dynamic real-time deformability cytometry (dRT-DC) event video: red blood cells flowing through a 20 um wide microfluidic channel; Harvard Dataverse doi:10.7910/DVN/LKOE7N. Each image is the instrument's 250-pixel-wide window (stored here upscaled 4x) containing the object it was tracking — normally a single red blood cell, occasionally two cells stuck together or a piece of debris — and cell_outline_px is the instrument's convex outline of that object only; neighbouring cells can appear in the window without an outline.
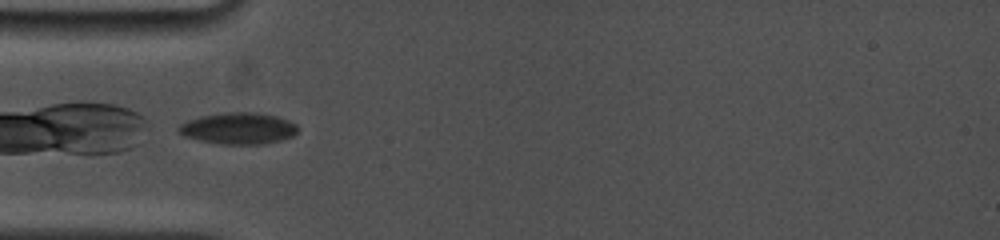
{"species": "common noctule bat (a hibernating species)", "species_latin": "Nyctalus noctula", "temperature_condition": "cold", "stored_images_in_passage": 32, "camera_frame_rate_fps": 5000, "um_per_image_px": 0.085, "animal": {"sex": "female", "body_mass_g": 19.0, "forearm_length_mm": 53.3}, "frame": {"image": 1, "passage_image": 1, "time_ms": 0.0, "image_size_px": [1000, 240], "cell_outline_px": [[300, 128], [292, 136], [280, 140], [264, 144], [220, 144], [200, 140], [184, 136], [176, 128], [180, 124], [188, 120], [200, 116], [224, 112], [252, 112], [276, 116], [288, 120], [296, 124]], "centroid_in_image_um": [20.26, 10.91], "position_along_channel_um": 64.7, "area_um2": 21.85}}
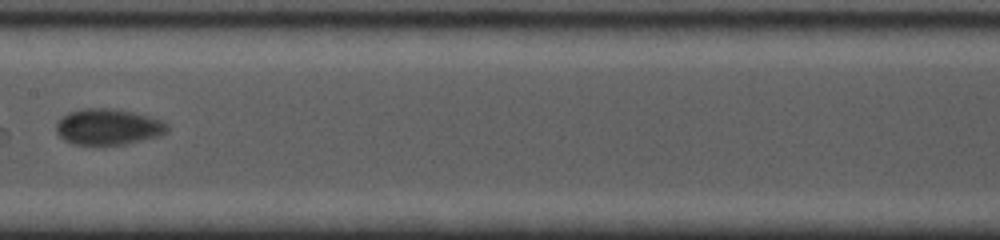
{"frame": {"image": 2, "passage_image": 14, "time_ms": 3.6, "image_size_px": [1000, 240], "cell_outline_px": [[168, 132], [160, 136], [124, 144], [72, 144], [64, 140], [56, 132], [56, 124], [60, 116], [68, 112], [84, 108], [112, 108], [132, 112], [164, 120], [168, 124]], "centroid_in_image_um": [9.19, 10.77], "position_along_channel_um": 198.2, "area_um2": 23.47}}
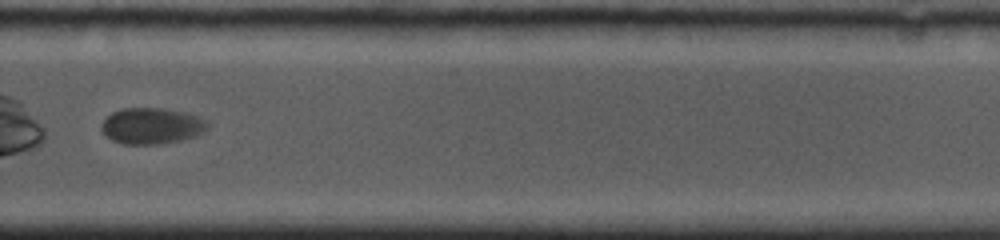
{"frame": {"image": 3, "passage_image": 28, "time_ms": 6.8, "image_size_px": [1000, 240], "cell_outline_px": [[208, 128], [204, 132], [196, 136], [180, 140], [160, 144], [124, 144], [112, 140], [104, 136], [100, 128], [104, 120], [112, 112], [120, 108], [160, 108], [184, 112], [208, 120]], "centroid_in_image_um": [12.88, 10.7], "position_along_channel_um": 316.9, "area_um2": 22.48}}